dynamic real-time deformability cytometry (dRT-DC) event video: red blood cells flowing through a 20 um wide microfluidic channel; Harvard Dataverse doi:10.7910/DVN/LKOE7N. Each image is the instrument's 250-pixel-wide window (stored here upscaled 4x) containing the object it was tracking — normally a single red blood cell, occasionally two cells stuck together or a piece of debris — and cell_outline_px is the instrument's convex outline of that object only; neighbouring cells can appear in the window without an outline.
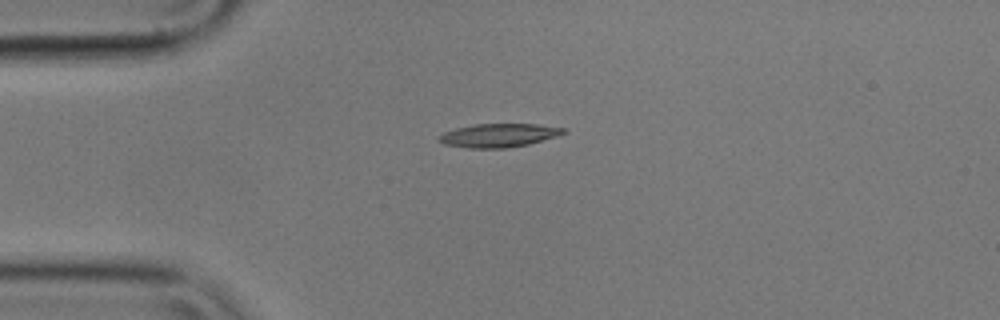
{"species": "common noctule bat (a hibernating species)", "species_latin": "Nyctalus noctula", "temperature_condition": "cold", "stored_images_in_passage": 1, "camera_frame_rate_fps": 3000, "um_per_image_px": 0.085, "animal": {"sex": "male", "body_mass_g": 17.9}, "frame": {"image": 1, "passage_image": 1, "time_ms": 0.0, "image_size_px": [1000, 320], "cell_outline_px": [[568, 132], [556, 136], [528, 144], [504, 148], [468, 148], [444, 144], [436, 136], [444, 132], [456, 128], [472, 124], [536, 124], [564, 128]], "centroid_in_image_um": [42.36, 11.5], "position_along_channel_um": 42.6, "area_um2": 16.99}}